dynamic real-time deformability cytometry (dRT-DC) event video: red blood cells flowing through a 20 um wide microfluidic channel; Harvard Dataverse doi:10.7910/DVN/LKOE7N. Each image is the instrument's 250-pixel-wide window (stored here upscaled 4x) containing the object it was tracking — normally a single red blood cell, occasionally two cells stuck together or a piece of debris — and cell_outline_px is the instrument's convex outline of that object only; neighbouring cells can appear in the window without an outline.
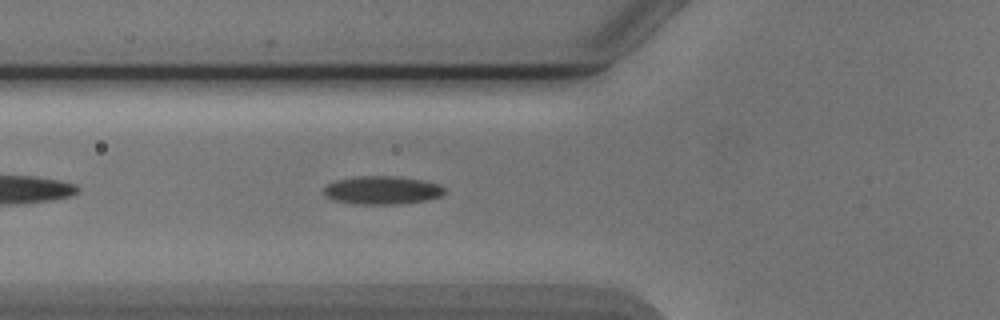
{"species": "Egyptian fruit bat (a non-hibernating species)", "species_latin": "Rousettus aegyptiacus", "temperature_condition": "cold", "stored_images_in_passage": 31, "camera_frame_rate_fps": 3000, "um_per_image_px": 0.085, "animal": {"sex": "male"}, "frame": {"image": 1, "passage_image": 5, "time_ms": 1.333, "image_size_px": [1000, 320], "cell_outline_px": [[444, 192], [440, 196], [428, 200], [400, 204], [356, 204], [332, 200], [324, 192], [324, 188], [328, 184], [336, 180], [356, 176], [392, 176], [424, 180], [440, 184], [444, 188]], "centroid_in_image_um": [32.5, 16.17], "position_along_channel_um": 93.3, "area_um2": 19.88}}
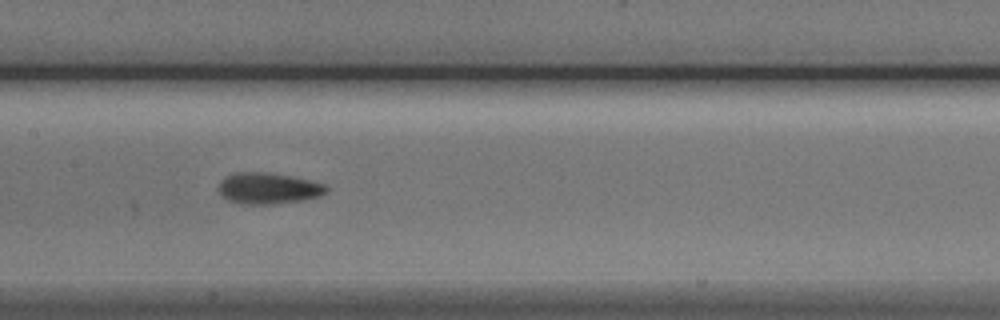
{"frame": {"image": 2, "passage_image": 12, "time_ms": 3.667, "image_size_px": [1000, 320], "cell_outline_px": [[328, 192], [320, 196], [304, 200], [276, 204], [240, 204], [228, 200], [220, 192], [220, 180], [224, 176], [240, 172], [268, 172], [292, 176], [328, 184]], "centroid_in_image_um": [22.87, 16.01], "position_along_channel_um": 184.5, "area_um2": 19.83}}
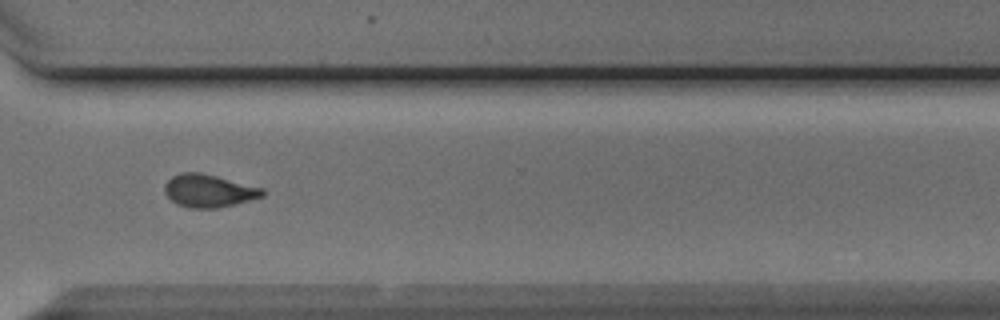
{"frame": {"image": 3, "passage_image": 25, "time_ms": 8.0, "image_size_px": [1000, 320], "cell_outline_px": [[264, 196], [216, 208], [192, 208], [176, 204], [164, 192], [164, 184], [172, 176], [180, 172], [200, 172], [264, 188]], "centroid_in_image_um": [17.71, 16.2], "position_along_channel_um": 352.9, "area_um2": 18.55}, "authors_computed_cell_mechanics": {"area_um2": 19.0162, "velocity_mm_per_s": 3.8903, "shape_relaxation_time_tau1_ms": 6.0828, "shape_relaxation_time_tau2_ms": 3.6454, "deformation_change_tau1": 0.1487, "deformation_change_tau2": 0.1058}}